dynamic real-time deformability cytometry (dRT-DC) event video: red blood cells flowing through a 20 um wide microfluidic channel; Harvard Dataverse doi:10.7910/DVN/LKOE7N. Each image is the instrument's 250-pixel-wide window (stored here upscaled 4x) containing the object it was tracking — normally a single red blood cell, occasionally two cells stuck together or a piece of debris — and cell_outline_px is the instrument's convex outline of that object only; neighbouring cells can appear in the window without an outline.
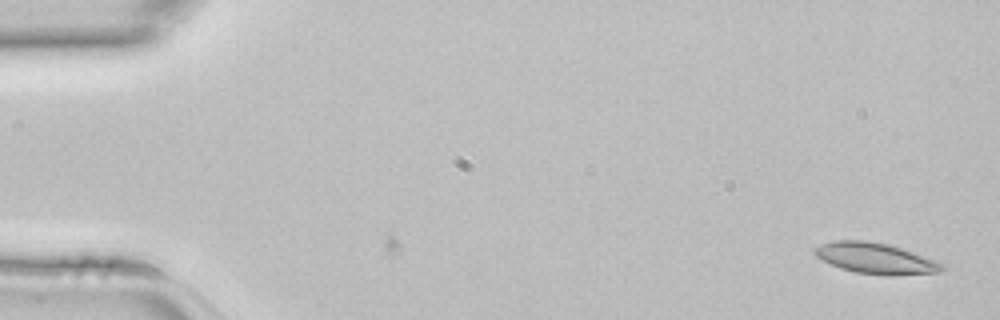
{"species": "common noctule bat (a hibernating species)", "species_latin": "Nyctalus noctula", "temperature_condition": "room temperature", "stored_images_in_passage": 4, "camera_frame_rate_fps": 3000, "um_per_image_px": 0.085, "animal": {"sex": "female", "body_mass_g": 22.7, "forearm_length_mm": 54.2}, "frame": {"image": 1, "passage_image": 4, "time_ms": 1.0, "image_size_px": [1000, 320], "cell_outline_px": [[948, 268], [940, 272], [896, 276], [884, 276], [856, 272], [840, 268], [820, 260], [816, 256], [816, 248], [824, 244], [836, 240], [864, 240], [888, 244], [936, 260], [944, 264]], "centroid_in_image_um": [74.49, 21.98], "position_along_channel_um": 10.5, "area_um2": 22.95}}